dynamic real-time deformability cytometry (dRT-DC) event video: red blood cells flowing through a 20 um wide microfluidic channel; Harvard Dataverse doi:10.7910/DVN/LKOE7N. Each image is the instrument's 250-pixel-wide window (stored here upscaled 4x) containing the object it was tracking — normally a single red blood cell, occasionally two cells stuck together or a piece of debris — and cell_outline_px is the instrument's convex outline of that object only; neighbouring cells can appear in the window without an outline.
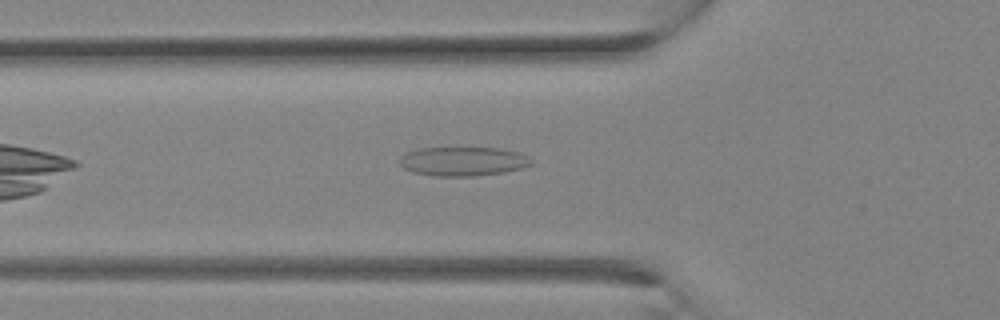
{"species": "Egyptian fruit bat (a non-hibernating species)", "species_latin": "Rousettus aegyptiacus", "temperature_condition": "room temperature", "stored_images_in_passage": 7, "camera_frame_rate_fps": 3000, "um_per_image_px": 0.085, "animal": {"sex": "female"}, "frame": {"image": 1, "passage_image": 3, "time_ms": 0.667, "image_size_px": [1000, 320], "cell_outline_px": [[532, 164], [524, 168], [504, 172], [472, 176], [432, 176], [412, 172], [404, 168], [400, 164], [400, 156], [404, 152], [416, 148], [500, 148], [520, 152], [528, 156], [532, 160]], "centroid_in_image_um": [39.35, 13.71], "position_along_channel_um": 86.5, "area_um2": 22.6}}
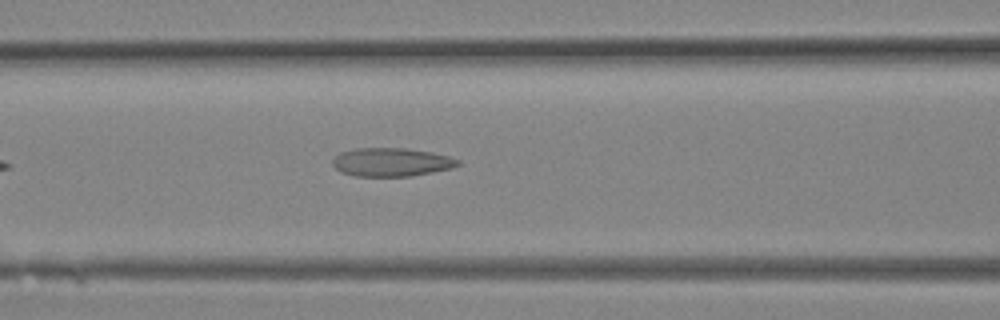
{"frame": {"image": 2, "passage_image": 5, "time_ms": 1.333, "image_size_px": [1000, 320], "cell_outline_px": [[460, 164], [452, 168], [412, 176], [356, 176], [340, 172], [332, 164], [332, 160], [340, 152], [356, 148], [408, 148], [432, 152], [448, 156], [460, 160]], "centroid_in_image_um": [33.27, 13.78], "position_along_channel_um": 133.3, "area_um2": 20.87}}
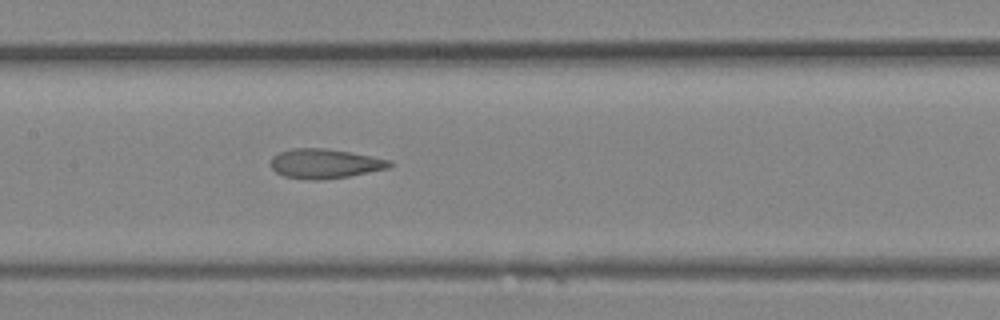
{"frame": {"image": 3, "passage_image": 7, "time_ms": 2.0, "image_size_px": [1000, 320], "cell_outline_px": [[392, 164], [388, 168], [348, 176], [320, 180], [312, 180], [284, 176], [276, 172], [272, 168], [272, 156], [280, 152], [292, 148], [324, 148], [348, 152], [392, 160]], "centroid_in_image_um": [27.6, 13.9], "position_along_channel_um": 179.8, "area_um2": 20.17}}